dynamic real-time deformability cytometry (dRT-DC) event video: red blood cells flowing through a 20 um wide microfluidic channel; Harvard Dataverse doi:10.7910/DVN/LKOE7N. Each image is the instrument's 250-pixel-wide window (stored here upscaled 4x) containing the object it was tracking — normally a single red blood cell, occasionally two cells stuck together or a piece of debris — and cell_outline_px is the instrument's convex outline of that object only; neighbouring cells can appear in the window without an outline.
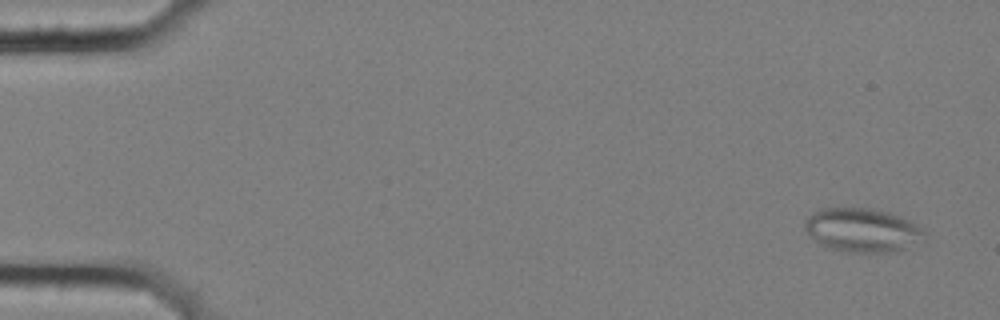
{"species": "common noctule bat (a hibernating species)", "species_latin": "Nyctalus noctula", "temperature_condition": "cold", "stored_images_in_passage": 5, "camera_frame_rate_fps": 3000, "um_per_image_px": 0.085, "animal": {"sex": "female", "body_mass_g": 25.1}, "frame": {"image": 1, "passage_image": 1, "time_ms": 0.0, "image_size_px": [1000, 320], "cell_outline_px": [[924, 232], [900, 252], [848, 252], [832, 248], [808, 236], [804, 228], [804, 224], [808, 216], [820, 208], [872, 208], [888, 212], [900, 216], [916, 224]], "centroid_in_image_um": [73.21, 19.54], "position_along_channel_um": 11.8, "area_um2": 29.88}}
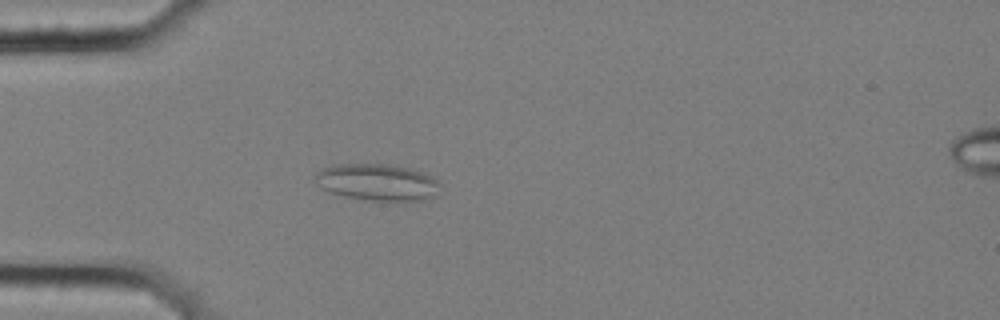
{"frame": {"image": 2, "passage_image": 5, "time_ms": 1.333, "image_size_px": [1000, 320], "cell_outline_px": [[440, 184], [436, 196], [420, 200], [372, 200], [344, 196], [332, 192], [316, 184], [312, 180], [312, 176], [316, 172], [332, 164], [388, 164], [420, 172], [432, 176]], "centroid_in_image_um": [32.02, 15.48], "position_along_channel_um": 53.0, "area_um2": 26.47}}